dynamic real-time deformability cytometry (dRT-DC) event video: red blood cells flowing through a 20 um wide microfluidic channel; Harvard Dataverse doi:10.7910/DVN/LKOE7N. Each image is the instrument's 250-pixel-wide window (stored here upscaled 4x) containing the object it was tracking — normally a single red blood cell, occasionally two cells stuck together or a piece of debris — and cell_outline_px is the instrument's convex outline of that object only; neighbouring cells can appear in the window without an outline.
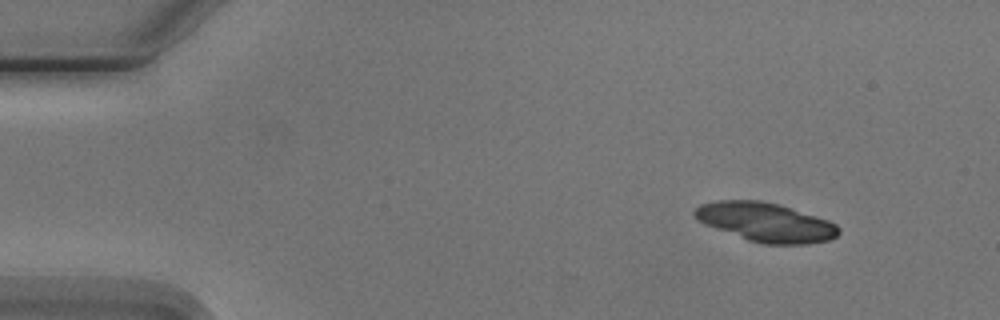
{"species": "Egyptian fruit bat (a non-hibernating species)", "species_latin": "Rousettus aegyptiacus", "temperature_condition": "cold", "stored_images_in_passage": 5, "camera_frame_rate_fps": 3000, "um_per_image_px": 0.085, "animal": {"sex": "male"}, "frame": {"image": 1, "passage_image": 1, "time_ms": 0.0, "image_size_px": [1000, 320], "cell_outline_px": [[840, 232], [836, 236], [828, 240], [808, 244], [764, 244], [748, 240], [704, 224], [696, 220], [692, 212], [700, 204], [716, 200], [760, 200], [780, 204], [828, 220], [836, 224], [840, 228]], "centroid_in_image_um": [65.07, 18.88], "position_along_channel_um": 19.9, "area_um2": 32.83}}